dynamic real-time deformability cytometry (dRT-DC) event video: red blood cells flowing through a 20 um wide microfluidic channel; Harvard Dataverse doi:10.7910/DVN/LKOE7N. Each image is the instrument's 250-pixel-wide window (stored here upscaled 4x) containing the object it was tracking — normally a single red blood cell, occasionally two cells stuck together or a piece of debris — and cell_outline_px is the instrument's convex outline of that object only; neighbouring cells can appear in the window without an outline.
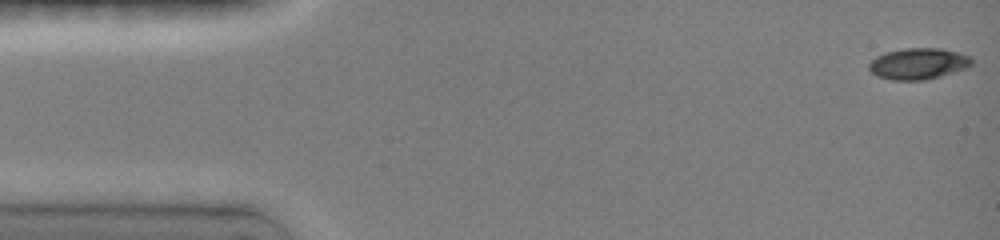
{"species": "common noctule bat (a hibernating species)", "species_latin": "Nyctalus noctula", "temperature_condition": "room temperature", "stored_images_in_passage": 47, "camera_frame_rate_fps": 3000, "um_per_image_px": 0.085, "animal": {"sex": "female", "body_mass_g": 19.0, "forearm_length_mm": 51.5}, "frame": {"image": 1, "passage_image": 1, "time_ms": 0.0, "image_size_px": [1000, 240], "cell_outline_px": [[972, 64], [964, 68], [940, 76], [924, 80], [892, 80], [876, 76], [868, 68], [868, 64], [876, 56], [884, 52], [904, 48], [940, 48], [972, 56]], "centroid_in_image_um": [78.02, 5.4], "position_along_channel_um": 7.0, "area_um2": 18.67}}
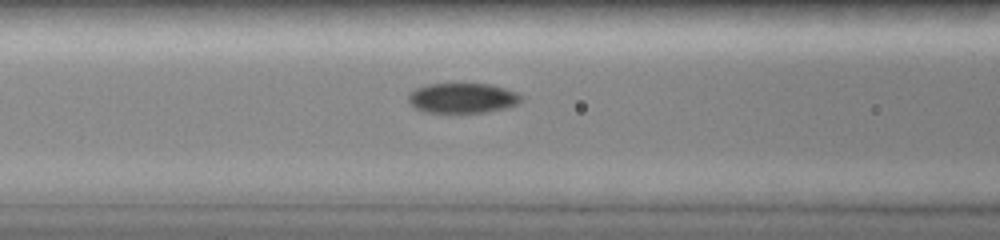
{"frame": {"image": 2, "passage_image": 19, "time_ms": 6.0, "image_size_px": [1000, 240], "cell_outline_px": [[520, 100], [516, 104], [508, 108], [484, 112], [452, 116], [448, 116], [424, 112], [416, 108], [408, 100], [408, 96], [416, 88], [428, 84], [488, 84], [504, 88], [520, 96]], "centroid_in_image_um": [39.24, 8.4], "position_along_channel_um": 127.4, "area_um2": 20.23}}
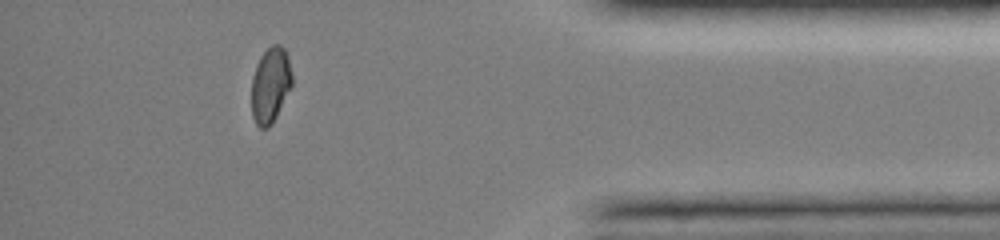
{"frame": {"image": 3, "passage_image": 42, "time_ms": 13.667, "image_size_px": [1000, 240], "cell_outline_px": [[292, 84], [272, 124], [268, 128], [260, 128], [256, 124], [252, 116], [252, 76], [256, 64], [260, 56], [272, 44], [280, 44], [284, 48], [288, 56], [292, 76]], "centroid_in_image_um": [22.98, 7.21], "position_along_channel_um": 412.2, "area_um2": 17.8}, "authors_computed_cell_mechanics": {"area_um2": 18.9006, "velocity_mm_per_s": 4.0316, "shape_relaxation_time_tau1_ms": 5.3093, "shape_relaxation_time_tau2_ms": 1.6143, "deformation_change_tau1": 0.1623, "deformation_change_tau2": 0.0314}}